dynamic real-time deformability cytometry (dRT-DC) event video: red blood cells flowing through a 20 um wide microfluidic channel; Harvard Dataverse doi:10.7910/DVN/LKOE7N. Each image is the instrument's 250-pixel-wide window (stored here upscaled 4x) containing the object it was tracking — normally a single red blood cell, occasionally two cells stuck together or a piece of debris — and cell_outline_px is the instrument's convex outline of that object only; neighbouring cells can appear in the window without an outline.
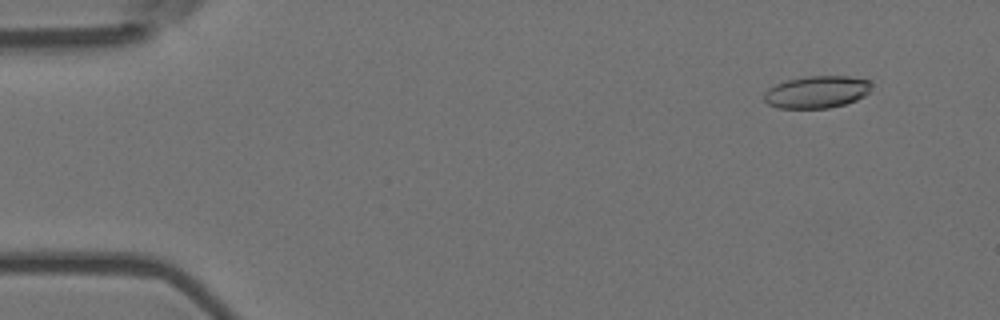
{"species": "Egyptian fruit bat (a non-hibernating species)", "species_latin": "Rousettus aegyptiacus", "temperature_condition": "room temperature", "stored_images_in_passage": 56, "camera_frame_rate_fps": 3000, "um_per_image_px": 0.085, "animal": {"sex": "female"}, "frame": {"image": 1, "passage_image": 5, "time_ms": 1.333, "image_size_px": [1000, 320], "cell_outline_px": [[872, 84], [868, 92], [864, 96], [856, 100], [844, 104], [828, 108], [776, 108], [768, 104], [764, 100], [764, 92], [768, 88], [776, 84], [788, 80], [808, 76], [848, 76], [868, 80]], "centroid_in_image_um": [69.41, 7.82], "position_along_channel_um": 15.6, "area_um2": 20.11}}
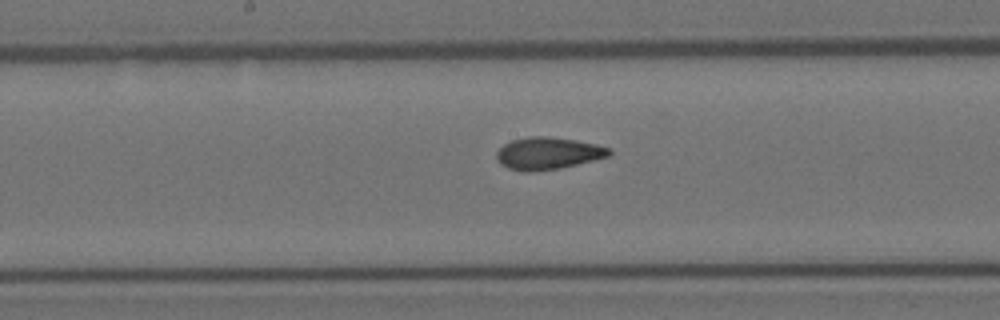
{"frame": {"image": 2, "passage_image": 29, "time_ms": 9.333, "image_size_px": [1000, 320], "cell_outline_px": [[612, 152], [608, 156], [560, 168], [532, 172], [524, 172], [508, 168], [500, 164], [496, 160], [496, 152], [504, 144], [512, 140], [528, 136], [544, 136], [576, 140], [596, 144], [608, 148]], "centroid_in_image_um": [46.52, 13.03], "position_along_channel_um": 201.7, "area_um2": 21.04}}
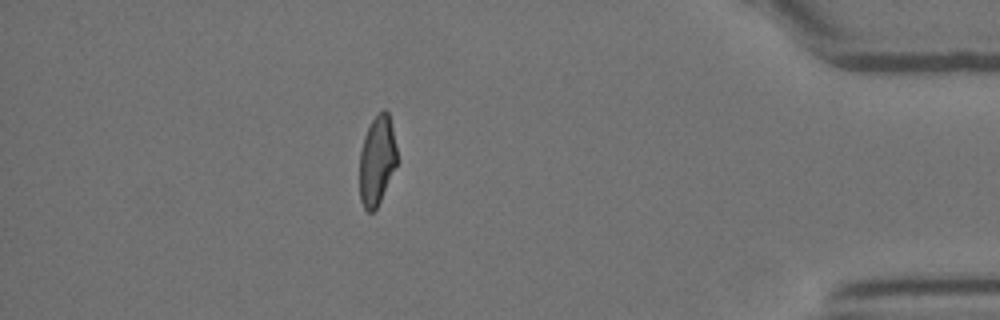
{"frame": {"image": 3, "passage_image": 49, "time_ms": 16.0, "image_size_px": [1000, 320], "cell_outline_px": [[396, 164], [380, 200], [376, 208], [372, 212], [368, 212], [364, 208], [360, 200], [360, 152], [364, 136], [372, 120], [384, 108], [388, 112], [392, 128], [396, 148]], "centroid_in_image_um": [32.02, 13.64], "position_along_channel_um": 403.2, "area_um2": 19.02}, "authors_computed_cell_mechanics": {"area_um2": 20.6057, "velocity_mm_per_s": 3.6836, "shape_relaxation_time_tau1_ms": null, "shape_relaxation_time_tau2_ms": 1.8958, "deformation_change_tau1": null, "deformation_change_tau2": 0.0881}}